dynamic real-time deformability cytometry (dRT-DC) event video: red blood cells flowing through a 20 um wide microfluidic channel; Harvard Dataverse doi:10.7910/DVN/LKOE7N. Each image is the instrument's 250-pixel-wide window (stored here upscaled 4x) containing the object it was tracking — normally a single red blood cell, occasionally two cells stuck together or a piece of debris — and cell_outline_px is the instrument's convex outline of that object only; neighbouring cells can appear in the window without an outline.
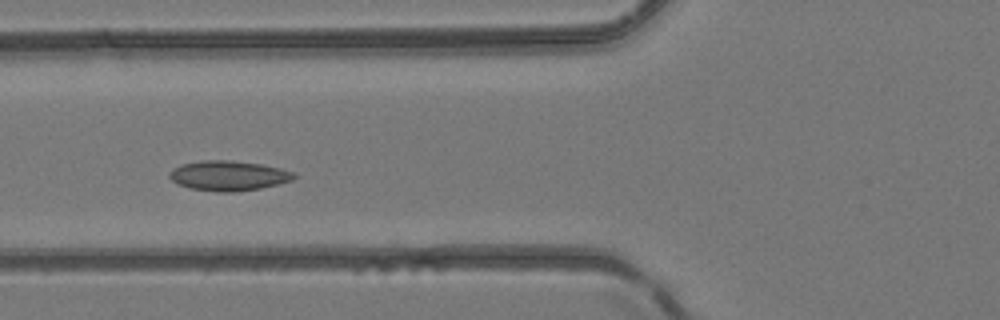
{"species": "common noctule bat (a hibernating species)", "species_latin": "Nyctalus noctula", "temperature_condition": "room temperature", "stored_images_in_passage": 4, "camera_frame_rate_fps": 3000, "um_per_image_px": 0.085, "animal": {"sex": "female", "body_mass_g": 24.6, "forearm_length_mm": 56.2}, "frame": {"image": 1, "passage_image": 4, "time_ms": 3.333, "image_size_px": [1000, 320], "cell_outline_px": [[296, 176], [292, 180], [260, 188], [236, 192], [216, 192], [192, 188], [176, 184], [168, 176], [168, 172], [172, 168], [180, 164], [200, 160], [232, 160], [260, 164], [280, 168], [292, 172]], "centroid_in_image_um": [19.35, 14.92], "position_along_channel_um": 106.4, "area_um2": 21.79}}